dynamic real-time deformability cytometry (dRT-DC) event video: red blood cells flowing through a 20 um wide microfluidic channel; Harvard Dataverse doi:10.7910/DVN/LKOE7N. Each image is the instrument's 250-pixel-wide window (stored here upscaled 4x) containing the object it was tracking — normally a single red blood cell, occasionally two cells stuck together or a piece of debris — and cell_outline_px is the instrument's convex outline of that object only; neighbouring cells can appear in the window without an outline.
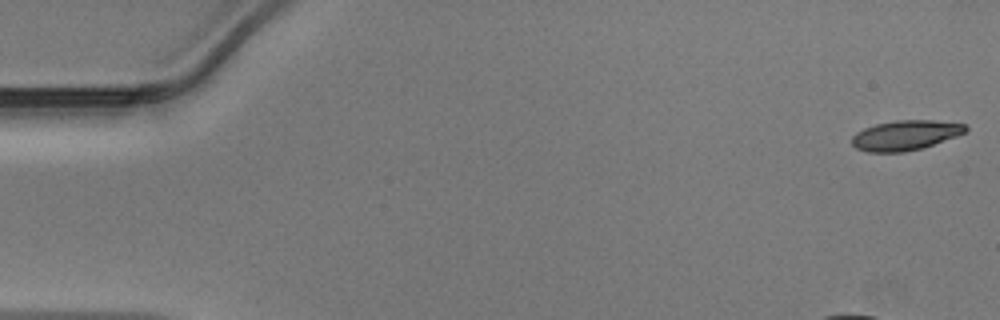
{"species": "Egyptian fruit bat (a non-hibernating species)", "species_latin": "Rousettus aegyptiacus", "temperature_condition": "warm", "stored_images_in_passage": 41, "camera_frame_rate_fps": 3000, "um_per_image_px": 0.085, "animal": {"sex": "male"}, "frame": {"image": 1, "passage_image": 1, "time_ms": 0.0, "image_size_px": [1000, 320], "cell_outline_px": [[968, 128], [964, 132], [956, 136], [920, 148], [904, 152], [868, 152], [856, 148], [852, 144], [852, 136], [856, 132], [864, 128], [876, 124], [896, 120], [932, 120], [964, 124]], "centroid_in_image_um": [76.91, 11.49], "position_along_channel_um": 8.1, "area_um2": 19.54}}